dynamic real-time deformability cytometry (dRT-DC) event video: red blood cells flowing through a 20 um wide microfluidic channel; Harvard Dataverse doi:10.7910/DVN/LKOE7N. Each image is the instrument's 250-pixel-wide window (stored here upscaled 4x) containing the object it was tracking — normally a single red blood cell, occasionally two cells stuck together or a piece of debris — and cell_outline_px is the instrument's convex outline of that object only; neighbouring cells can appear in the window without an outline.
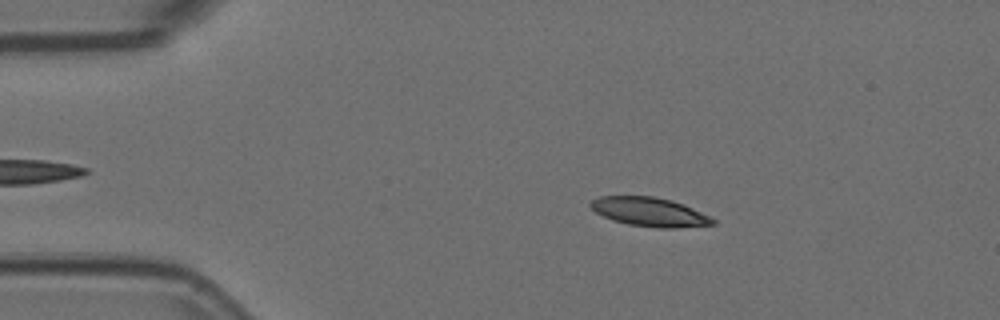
{"species": "Egyptian fruit bat (a non-hibernating species)", "species_latin": "Rousettus aegyptiacus", "temperature_condition": "room temperature", "stored_images_in_passage": 46, "camera_frame_rate_fps": 3000, "um_per_image_px": 0.085, "animal": {"sex": "female"}, "frame": {"image": 1, "passage_image": 9, "time_ms": 2.667, "image_size_px": [1000, 320], "cell_outline_px": [[716, 224], [676, 228], [656, 228], [628, 224], [612, 220], [596, 212], [588, 204], [592, 200], [600, 196], [652, 196], [672, 200], [684, 204], [716, 220]], "centroid_in_image_um": [55.21, 18.01], "position_along_channel_um": 29.8, "area_um2": 20.58}}
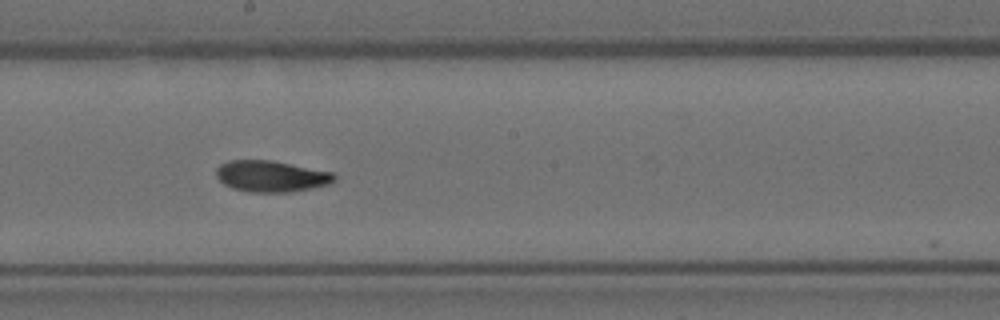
{"frame": {"image": 2, "passage_image": 29, "time_ms": 9.333, "image_size_px": [1000, 320], "cell_outline_px": [[336, 180], [328, 184], [312, 188], [292, 192], [252, 192], [232, 188], [224, 184], [216, 176], [216, 168], [220, 164], [228, 160], [272, 160], [332, 172], [336, 176]], "centroid_in_image_um": [23.04, 14.97], "position_along_channel_um": 225.2, "area_um2": 21.56}}
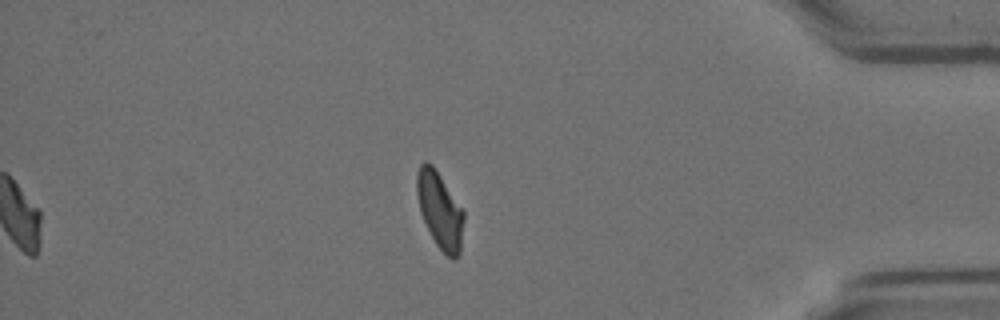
{"frame": {"image": 3, "passage_image": 46, "time_ms": 15.0, "image_size_px": [1000, 320], "cell_outline_px": [[464, 220], [460, 256], [456, 260], [452, 260], [436, 244], [420, 212], [416, 192], [416, 176], [420, 164], [424, 160], [432, 164], [464, 212]], "centroid_in_image_um": [37.39, 17.89], "position_along_channel_um": 397.8, "area_um2": 20.75}, "authors_computed_cell_mechanics": {"area_um2": 21.2126, "velocity_mm_per_s": 3.692, "shape_relaxation_time_tau1_ms": null, "shape_relaxation_time_tau2_ms": 2.9788, "deformation_change_tau1": null, "deformation_change_tau2": 0.08}}